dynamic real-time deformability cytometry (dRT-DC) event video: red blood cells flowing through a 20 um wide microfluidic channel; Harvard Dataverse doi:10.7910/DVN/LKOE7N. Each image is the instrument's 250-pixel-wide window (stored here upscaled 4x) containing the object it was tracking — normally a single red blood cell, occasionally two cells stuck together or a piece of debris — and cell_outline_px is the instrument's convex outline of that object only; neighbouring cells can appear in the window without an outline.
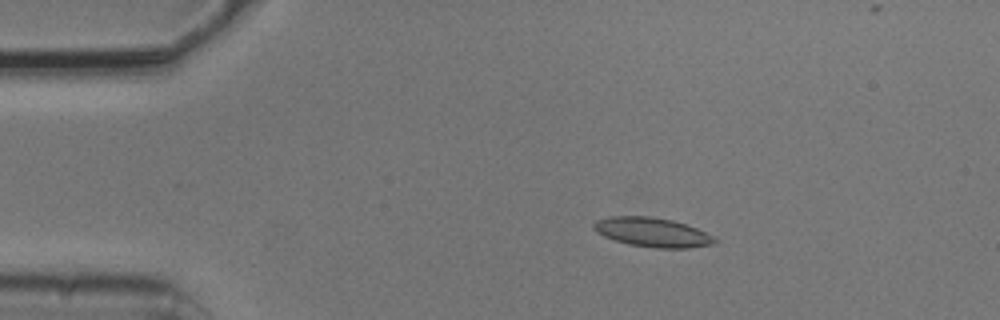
{"species": "common noctule bat (a hibernating species)", "species_latin": "Nyctalus noctula", "temperature_condition": "cold", "stored_images_in_passage": 6, "camera_frame_rate_fps": 3000, "um_per_image_px": 0.085, "animal": {"sex": "male", "body_mass_g": 20.5, "forearm_length_mm": 52.5}, "frame": {"image": 1, "passage_image": 1, "time_ms": 0.0, "image_size_px": [1000, 320], "cell_outline_px": [[720, 240], [716, 244], [688, 248], [656, 248], [628, 244], [604, 236], [596, 232], [592, 228], [592, 224], [596, 220], [608, 216], [648, 216], [672, 220], [696, 228]], "centroid_in_image_um": [55.44, 19.74], "position_along_channel_um": 29.6, "area_um2": 20.69}}
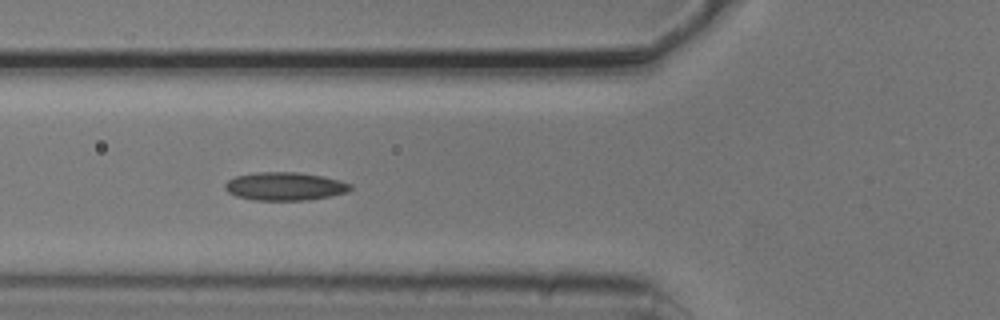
{"frame": {"image": 2, "passage_image": 4, "time_ms": 1.0, "image_size_px": [1000, 320], "cell_outline_px": [[352, 188], [348, 192], [308, 200], [252, 200], [236, 196], [228, 192], [224, 188], [224, 184], [228, 180], [236, 176], [256, 172], [300, 172], [340, 180], [352, 184]], "centroid_in_image_um": [24.2, 15.83], "position_along_channel_um": 101.6, "area_um2": 20.63}}
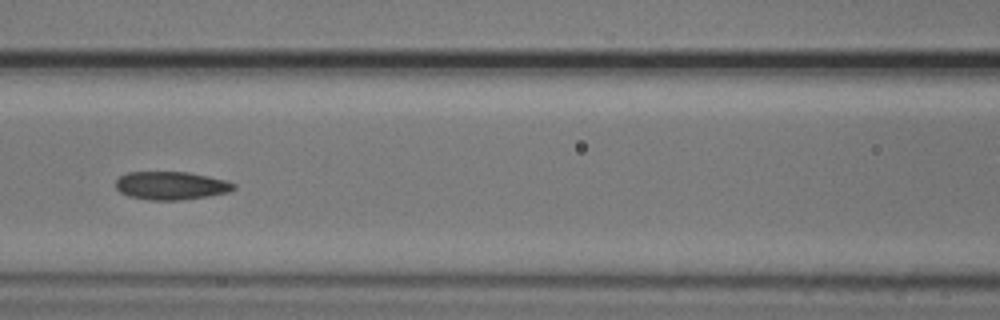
{"frame": {"image": 3, "passage_image": 5, "time_ms": 1.333, "image_size_px": [1000, 320], "cell_outline_px": [[236, 188], [228, 192], [208, 196], [180, 200], [148, 200], [128, 196], [120, 192], [116, 188], [116, 180], [120, 176], [128, 172], [188, 172], [208, 176], [224, 180], [236, 184]], "centroid_in_image_um": [14.53, 15.78], "position_along_channel_um": 152.1, "area_um2": 19.36}}